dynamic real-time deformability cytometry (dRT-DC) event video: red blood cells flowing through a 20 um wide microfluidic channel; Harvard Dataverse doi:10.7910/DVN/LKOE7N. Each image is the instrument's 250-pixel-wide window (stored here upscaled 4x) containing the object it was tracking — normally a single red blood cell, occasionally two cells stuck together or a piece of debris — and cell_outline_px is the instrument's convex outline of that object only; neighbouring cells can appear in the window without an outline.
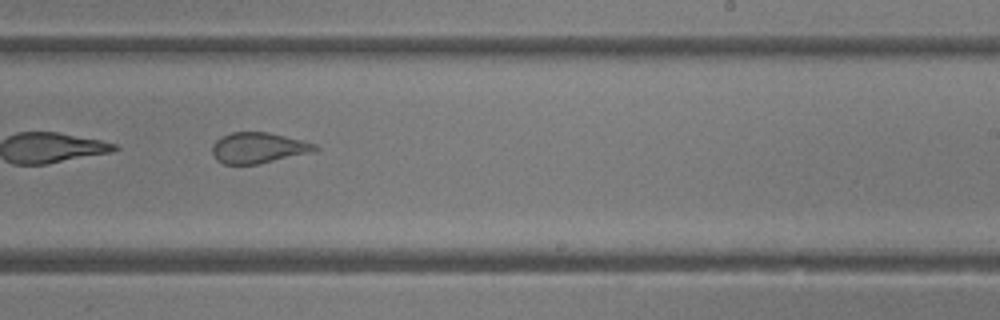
{"species": "common noctule bat (a hibernating species)", "species_latin": "Nyctalus noctula", "temperature_condition": "room temperature", "stored_images_in_passage": 33, "camera_frame_rate_fps": 3000, "um_per_image_px": 0.085, "animal": {"sex": "female"}, "frame": {"image": 1, "passage_image": 15, "time_ms": 4.667, "image_size_px": [1000, 320], "cell_outline_px": [[320, 148], [312, 152], [256, 164], [224, 164], [216, 160], [212, 156], [212, 144], [220, 136], [232, 132], [268, 132], [304, 140], [316, 144]], "centroid_in_image_um": [21.93, 12.56], "position_along_channel_um": 267.1, "area_um2": 18.5}, "authors_computed_cell_mechanics": {"area_um2": 20.0566, "velocity_mm_per_s": 4.198, "shape_relaxation_time_tau1_ms": null, "shape_relaxation_time_tau2_ms": 1.0273, "deformation_change_tau1": null, "deformation_change_tau2": 0.0737}}